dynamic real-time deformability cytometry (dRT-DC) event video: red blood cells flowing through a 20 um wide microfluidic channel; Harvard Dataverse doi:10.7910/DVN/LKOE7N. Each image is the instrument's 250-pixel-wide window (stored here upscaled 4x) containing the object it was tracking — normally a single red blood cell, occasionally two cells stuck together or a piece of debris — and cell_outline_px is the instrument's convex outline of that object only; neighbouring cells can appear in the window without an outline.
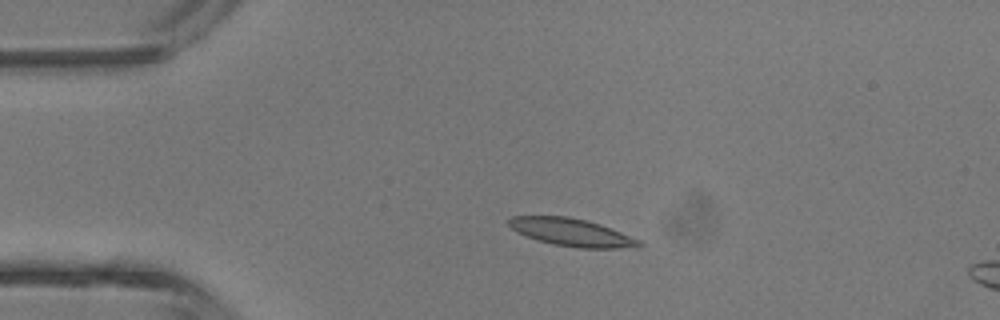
{"species": "common noctule bat (a hibernating species)", "species_latin": "Nyctalus noctula", "temperature_condition": "room temperature", "stored_images_in_passage": 4, "camera_frame_rate_fps": 3000, "um_per_image_px": 0.085, "animal": {"sex": "male", "body_mass_g": 13.3}, "frame": {"image": 1, "passage_image": 3, "time_ms": 2.333, "image_size_px": [1000, 320], "cell_outline_px": [[644, 244], [640, 248], [580, 248], [552, 244], [516, 232], [508, 224], [508, 220], [512, 216], [568, 216], [588, 220], [600, 224], [640, 240]], "centroid_in_image_um": [48.63, 19.75], "position_along_channel_um": 36.4, "area_um2": 20.98}}